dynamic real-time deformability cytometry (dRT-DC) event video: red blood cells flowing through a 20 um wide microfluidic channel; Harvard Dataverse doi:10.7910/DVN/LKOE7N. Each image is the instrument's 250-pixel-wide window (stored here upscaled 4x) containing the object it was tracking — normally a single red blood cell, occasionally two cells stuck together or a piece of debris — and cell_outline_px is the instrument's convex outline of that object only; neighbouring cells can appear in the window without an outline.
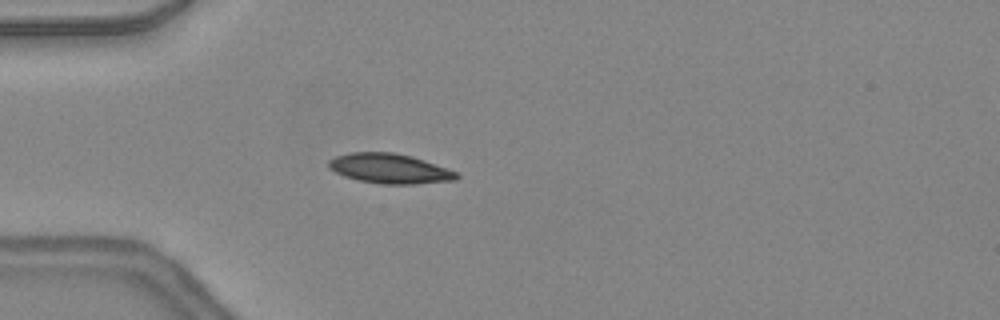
{"species": "common noctule bat (a hibernating species)", "species_latin": "Nyctalus noctula", "temperature_condition": "warm", "stored_images_in_passage": 34, "camera_frame_rate_fps": 3000, "um_per_image_px": 0.085, "animal": {"sex": "female", "body_mass_g": 24.6, "forearm_length_mm": 56.2}, "frame": {"image": 1, "passage_image": 1, "time_ms": 0.0, "image_size_px": [1000, 320], "cell_outline_px": [[460, 176], [456, 180], [416, 184], [380, 184], [360, 180], [344, 176], [328, 168], [328, 160], [336, 156], [352, 152], [396, 152], [412, 156], [424, 160], [456, 172]], "centroid_in_image_um": [33.11, 14.32], "position_along_channel_um": 51.9, "area_um2": 22.2}, "authors_computed_cell_mechanics": {"area_um2": 21.4438, "velocity_mm_per_s": 4.3919, "shape_relaxation_time_tau1_ms": 3.7437, "shape_relaxation_time_tau2_ms": 1.2896, "deformation_change_tau1": 0.1487, "deformation_change_tau2": 0.0497}}